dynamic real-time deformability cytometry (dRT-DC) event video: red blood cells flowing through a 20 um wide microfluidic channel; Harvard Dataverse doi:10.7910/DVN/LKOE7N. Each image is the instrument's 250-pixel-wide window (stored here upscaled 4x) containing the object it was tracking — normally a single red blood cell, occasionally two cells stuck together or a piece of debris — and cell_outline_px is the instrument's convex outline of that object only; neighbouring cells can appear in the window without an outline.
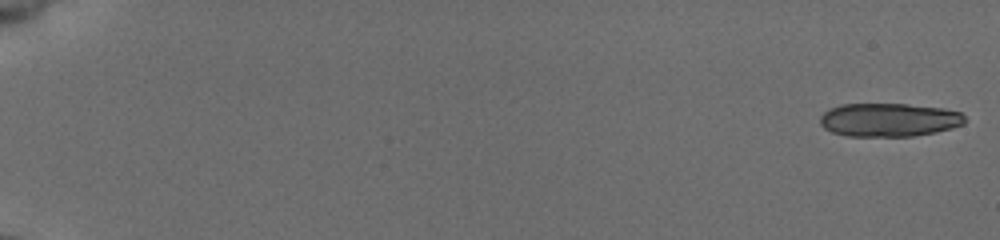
{"species": "common noctule bat (a hibernating species)", "species_latin": "Nyctalus noctula", "temperature_condition": "cold", "stored_images_in_passage": 20, "camera_frame_rate_fps": 3000, "um_per_image_px": 0.085, "animal": {"sex": "female", "body_mass_g": 19.5, "forearm_length_mm": 54.1}, "frame": {"image": 1, "passage_image": 1, "time_ms": 0.0, "image_size_px": [1000, 240], "cell_outline_px": [[968, 120], [964, 124], [952, 128], [936, 132], [912, 136], [848, 136], [832, 132], [824, 128], [820, 124], [820, 116], [828, 108], [840, 104], [904, 104], [944, 108], [960, 112]], "centroid_in_image_um": [75.56, 10.18], "position_along_channel_um": 9.4, "area_um2": 28.44}}
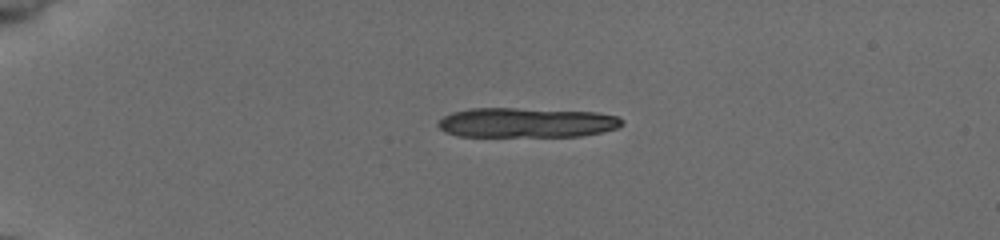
{"frame": {"image": 2, "passage_image": 14, "time_ms": 4.333, "image_size_px": [1000, 240], "cell_outline_px": [[624, 124], [616, 128], [600, 132], [580, 136], [456, 136], [444, 132], [436, 124], [444, 116], [452, 112], [468, 108], [516, 108], [596, 112], [620, 116], [624, 120]], "centroid_in_image_um": [44.74, 10.42], "position_along_channel_um": 40.3, "area_um2": 32.08}}